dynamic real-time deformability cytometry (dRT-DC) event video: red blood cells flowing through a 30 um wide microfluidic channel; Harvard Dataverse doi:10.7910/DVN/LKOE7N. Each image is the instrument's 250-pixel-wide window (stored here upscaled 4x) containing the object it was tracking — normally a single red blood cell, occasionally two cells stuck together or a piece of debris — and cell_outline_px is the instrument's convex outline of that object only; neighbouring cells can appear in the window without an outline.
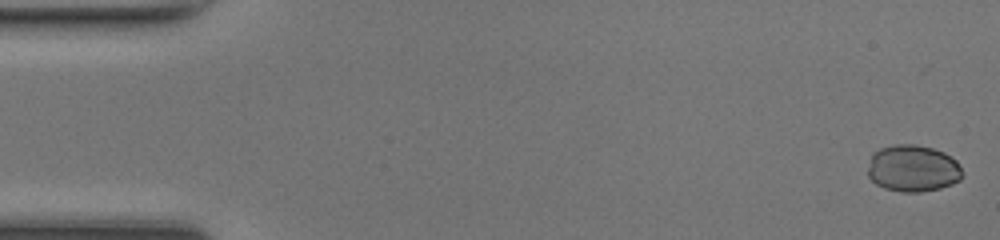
{"species": "common noctule bat (a hibernating species)", "species_latin": "Nyctalus noctula", "temperature_condition": "room temperature", "stored_images_in_passage": 49, "segment_of_instrument_passage": [1, 2], "camera_frame_rate_fps": 3000, "um_per_image_px": 0.085, "animal": {"sex": "female", "body_mass_g": 17.0, "forearm_length_mm": 48.0}, "frame": {"image": 1, "passage_image": 1, "time_ms": 0.0, "image_size_px": [1000, 240], "cell_outline_px": [[964, 176], [960, 180], [952, 184], [940, 188], [920, 192], [900, 192], [884, 188], [876, 184], [868, 176], [868, 168], [872, 152], [880, 148], [896, 144], [916, 144], [932, 148], [944, 152], [956, 160], [964, 172]], "centroid_in_image_um": [77.61, 14.31], "position_along_channel_um": 7.4, "area_um2": 26.13}}
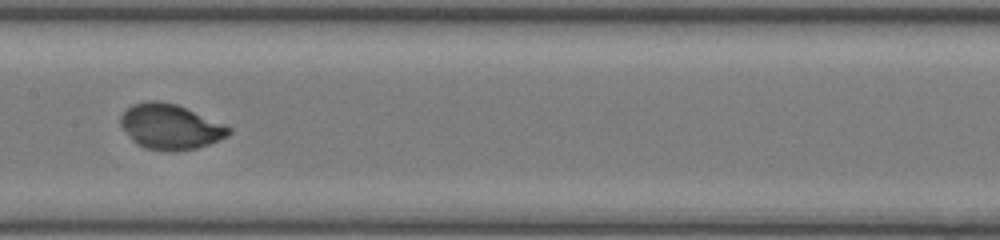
{"frame": {"image": 2, "passage_image": 24, "time_ms": 7.667, "image_size_px": [1000, 240], "cell_outline_px": [[232, 132], [228, 136], [208, 144], [196, 148], [144, 148], [136, 144], [132, 140], [120, 124], [120, 116], [132, 104], [148, 100], [160, 100], [176, 104], [232, 128]], "centroid_in_image_um": [14.45, 10.72], "position_along_channel_um": 193.0, "area_um2": 27.63}}
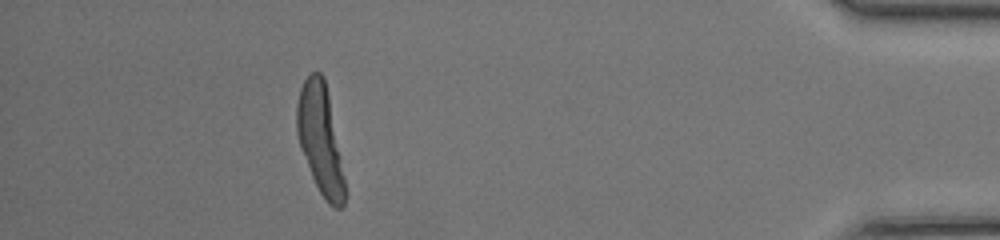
{"frame": {"image": 3, "passage_image": 43, "time_ms": 14.0, "image_size_px": [1000, 240], "cell_outline_px": [[344, 208], [336, 208], [328, 204], [324, 200], [312, 176], [300, 148], [296, 132], [296, 104], [300, 88], [304, 80], [312, 72], [320, 72], [324, 76], [344, 176]], "centroid_in_image_um": [27.19, 11.84], "position_along_channel_um": 408.0, "area_um2": 30.06}}